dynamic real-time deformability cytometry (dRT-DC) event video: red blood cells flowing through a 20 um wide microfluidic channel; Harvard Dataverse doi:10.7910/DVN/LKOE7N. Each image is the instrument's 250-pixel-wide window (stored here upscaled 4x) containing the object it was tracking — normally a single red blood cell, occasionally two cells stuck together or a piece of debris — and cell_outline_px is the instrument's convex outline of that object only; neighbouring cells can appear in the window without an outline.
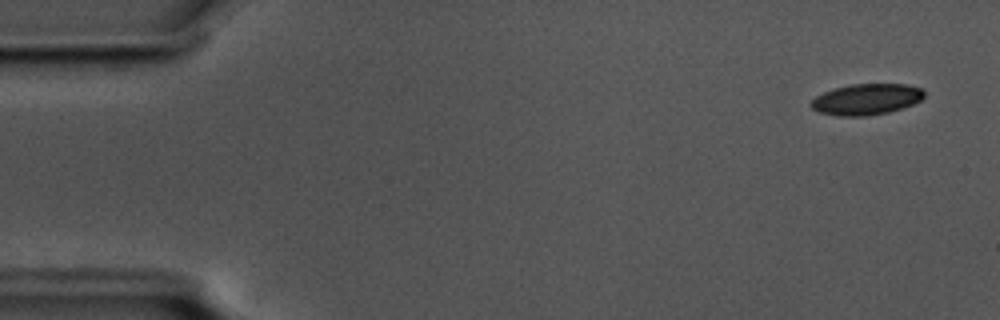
{"species": "common noctule bat (a hibernating species)", "species_latin": "Nyctalus noctula", "temperature_condition": "cold", "stored_images_in_passage": 51, "camera_frame_rate_fps": 3000, "um_per_image_px": 0.085, "animal": {"sex": "male", "body_mass_g": 17.5, "forearm_length_mm": 52.3}, "frame": {"image": 1, "passage_image": 1, "time_ms": 0.0, "image_size_px": [1000, 320], "cell_outline_px": [[924, 96], [920, 100], [912, 104], [888, 112], [868, 116], [840, 116], [820, 112], [812, 108], [808, 104], [816, 96], [824, 92], [836, 88], [852, 84], [904, 84], [920, 88], [924, 92]], "centroid_in_image_um": [73.62, 8.44], "position_along_channel_um": 11.4, "area_um2": 20.23}}
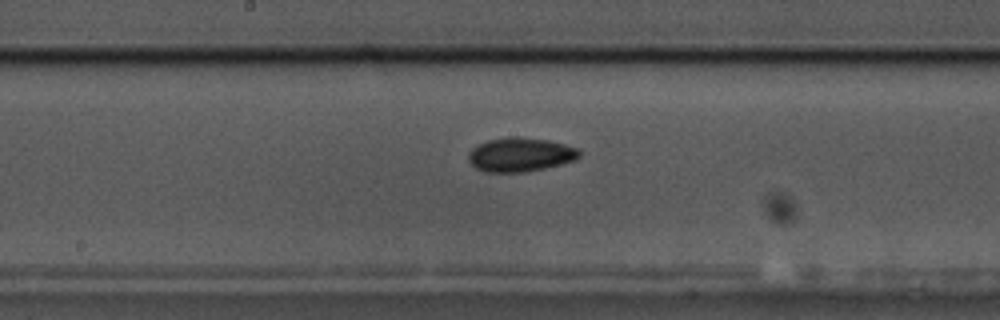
{"frame": {"image": 2, "passage_image": 27, "time_ms": 8.667, "image_size_px": [1000, 320], "cell_outline_px": [[580, 156], [576, 160], [544, 168], [524, 172], [484, 172], [476, 168], [468, 160], [468, 152], [472, 148], [488, 140], [508, 136], [512, 136], [548, 140], [580, 148]], "centroid_in_image_um": [44.23, 13.14], "position_along_channel_um": 204.0, "area_um2": 22.02}}
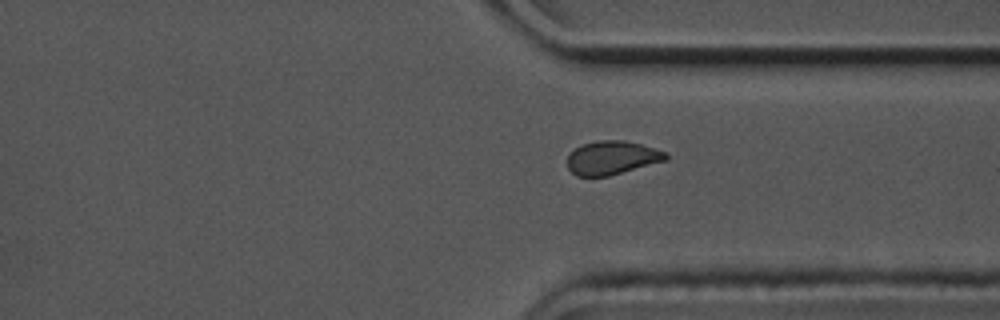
{"frame": {"image": 3, "passage_image": 40, "time_ms": 13.0, "image_size_px": [1000, 320], "cell_outline_px": [[668, 160], [608, 176], [576, 176], [568, 168], [568, 152], [584, 144], [596, 140], [624, 140], [640, 144], [668, 152]], "centroid_in_image_um": [52.03, 13.4], "position_along_channel_um": 359.4, "area_um2": 19.36}}